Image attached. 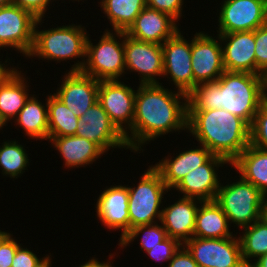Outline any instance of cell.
Segmentation results:
<instances>
[{"label":"cell","instance_id":"obj_1","mask_svg":"<svg viewBox=\"0 0 267 267\" xmlns=\"http://www.w3.org/2000/svg\"><path fill=\"white\" fill-rule=\"evenodd\" d=\"M138 87L131 133L124 135L128 149L143 152L141 146L156 137L187 130L188 106L185 93L172 92L161 83L139 84Z\"/></svg>","mask_w":267,"mask_h":267},{"label":"cell","instance_id":"obj_2","mask_svg":"<svg viewBox=\"0 0 267 267\" xmlns=\"http://www.w3.org/2000/svg\"><path fill=\"white\" fill-rule=\"evenodd\" d=\"M267 99V78L225 71L217 81L197 84L187 95L188 110L225 109L251 126Z\"/></svg>","mask_w":267,"mask_h":267},{"label":"cell","instance_id":"obj_3","mask_svg":"<svg viewBox=\"0 0 267 267\" xmlns=\"http://www.w3.org/2000/svg\"><path fill=\"white\" fill-rule=\"evenodd\" d=\"M187 131L230 164L249 146L250 126L225 109L188 110Z\"/></svg>","mask_w":267,"mask_h":267},{"label":"cell","instance_id":"obj_4","mask_svg":"<svg viewBox=\"0 0 267 267\" xmlns=\"http://www.w3.org/2000/svg\"><path fill=\"white\" fill-rule=\"evenodd\" d=\"M42 19H37L34 26V44L29 58L38 57L45 60L60 62L71 58H83L72 65L70 72H81L86 58V42L88 34L82 25H63L61 27L42 29L37 28ZM85 29V30H84Z\"/></svg>","mask_w":267,"mask_h":267},{"label":"cell","instance_id":"obj_5","mask_svg":"<svg viewBox=\"0 0 267 267\" xmlns=\"http://www.w3.org/2000/svg\"><path fill=\"white\" fill-rule=\"evenodd\" d=\"M125 70L124 32L111 33L106 29L96 45L87 38L83 74L99 81L120 80Z\"/></svg>","mask_w":267,"mask_h":267},{"label":"cell","instance_id":"obj_6","mask_svg":"<svg viewBox=\"0 0 267 267\" xmlns=\"http://www.w3.org/2000/svg\"><path fill=\"white\" fill-rule=\"evenodd\" d=\"M265 195L253 184L241 177L237 182L219 186L215 201L229 220L239 229L252 225L261 219Z\"/></svg>","mask_w":267,"mask_h":267},{"label":"cell","instance_id":"obj_7","mask_svg":"<svg viewBox=\"0 0 267 267\" xmlns=\"http://www.w3.org/2000/svg\"><path fill=\"white\" fill-rule=\"evenodd\" d=\"M149 167L137 187H128L130 229L161 221L162 210H159V207L165 192L170 189L165 185L161 174L153 166Z\"/></svg>","mask_w":267,"mask_h":267},{"label":"cell","instance_id":"obj_8","mask_svg":"<svg viewBox=\"0 0 267 267\" xmlns=\"http://www.w3.org/2000/svg\"><path fill=\"white\" fill-rule=\"evenodd\" d=\"M183 245L199 267H247L242 259L238 237H192Z\"/></svg>","mask_w":267,"mask_h":267},{"label":"cell","instance_id":"obj_9","mask_svg":"<svg viewBox=\"0 0 267 267\" xmlns=\"http://www.w3.org/2000/svg\"><path fill=\"white\" fill-rule=\"evenodd\" d=\"M163 78H171L175 88L188 95L194 89L192 40L186 41L179 30L162 44ZM170 76V77H169Z\"/></svg>","mask_w":267,"mask_h":267},{"label":"cell","instance_id":"obj_10","mask_svg":"<svg viewBox=\"0 0 267 267\" xmlns=\"http://www.w3.org/2000/svg\"><path fill=\"white\" fill-rule=\"evenodd\" d=\"M37 18L14 4L0 7V48H15L28 56L34 44Z\"/></svg>","mask_w":267,"mask_h":267},{"label":"cell","instance_id":"obj_11","mask_svg":"<svg viewBox=\"0 0 267 267\" xmlns=\"http://www.w3.org/2000/svg\"><path fill=\"white\" fill-rule=\"evenodd\" d=\"M219 10V34L255 31L267 23V0H224Z\"/></svg>","mask_w":267,"mask_h":267},{"label":"cell","instance_id":"obj_12","mask_svg":"<svg viewBox=\"0 0 267 267\" xmlns=\"http://www.w3.org/2000/svg\"><path fill=\"white\" fill-rule=\"evenodd\" d=\"M135 94L136 90L121 80L99 81L98 101L111 121L124 134H129V129L132 127L135 114Z\"/></svg>","mask_w":267,"mask_h":267},{"label":"cell","instance_id":"obj_13","mask_svg":"<svg viewBox=\"0 0 267 267\" xmlns=\"http://www.w3.org/2000/svg\"><path fill=\"white\" fill-rule=\"evenodd\" d=\"M75 135L94 142L105 153L110 148L128 149L124 133L111 121L99 101L79 118Z\"/></svg>","mask_w":267,"mask_h":267},{"label":"cell","instance_id":"obj_14","mask_svg":"<svg viewBox=\"0 0 267 267\" xmlns=\"http://www.w3.org/2000/svg\"><path fill=\"white\" fill-rule=\"evenodd\" d=\"M124 50L126 71L138 72L140 84H159L156 78L163 75L162 45L134 39L124 32Z\"/></svg>","mask_w":267,"mask_h":267},{"label":"cell","instance_id":"obj_15","mask_svg":"<svg viewBox=\"0 0 267 267\" xmlns=\"http://www.w3.org/2000/svg\"><path fill=\"white\" fill-rule=\"evenodd\" d=\"M207 33H195L192 39V71L194 88L197 84L217 81L225 72L222 43Z\"/></svg>","mask_w":267,"mask_h":267},{"label":"cell","instance_id":"obj_16","mask_svg":"<svg viewBox=\"0 0 267 267\" xmlns=\"http://www.w3.org/2000/svg\"><path fill=\"white\" fill-rule=\"evenodd\" d=\"M227 163L230 165L225 158L213 155L206 163L187 173L173 189L181 192L182 197L194 198L202 202L214 201L220 186L216 170Z\"/></svg>","mask_w":267,"mask_h":267},{"label":"cell","instance_id":"obj_17","mask_svg":"<svg viewBox=\"0 0 267 267\" xmlns=\"http://www.w3.org/2000/svg\"><path fill=\"white\" fill-rule=\"evenodd\" d=\"M54 95L78 118L98 101L99 80L82 72H70L63 77Z\"/></svg>","mask_w":267,"mask_h":267},{"label":"cell","instance_id":"obj_18","mask_svg":"<svg viewBox=\"0 0 267 267\" xmlns=\"http://www.w3.org/2000/svg\"><path fill=\"white\" fill-rule=\"evenodd\" d=\"M219 35L225 71L256 74L255 31Z\"/></svg>","mask_w":267,"mask_h":267},{"label":"cell","instance_id":"obj_19","mask_svg":"<svg viewBox=\"0 0 267 267\" xmlns=\"http://www.w3.org/2000/svg\"><path fill=\"white\" fill-rule=\"evenodd\" d=\"M97 199V217L109 230H122L120 239L123 238L130 230L128 186H110Z\"/></svg>","mask_w":267,"mask_h":267},{"label":"cell","instance_id":"obj_20","mask_svg":"<svg viewBox=\"0 0 267 267\" xmlns=\"http://www.w3.org/2000/svg\"><path fill=\"white\" fill-rule=\"evenodd\" d=\"M176 22L170 15L146 6L125 33L140 41L162 45L180 30Z\"/></svg>","mask_w":267,"mask_h":267},{"label":"cell","instance_id":"obj_21","mask_svg":"<svg viewBox=\"0 0 267 267\" xmlns=\"http://www.w3.org/2000/svg\"><path fill=\"white\" fill-rule=\"evenodd\" d=\"M201 202L194 198L182 197L174 204L162 208L160 223L168 237L177 239L182 245L193 237L198 203Z\"/></svg>","mask_w":267,"mask_h":267},{"label":"cell","instance_id":"obj_22","mask_svg":"<svg viewBox=\"0 0 267 267\" xmlns=\"http://www.w3.org/2000/svg\"><path fill=\"white\" fill-rule=\"evenodd\" d=\"M201 146L200 148L181 151L175 157L168 156L160 160L159 163H155L153 167L161 174L165 185L170 190L173 189L187 173L203 165L213 156L204 145Z\"/></svg>","mask_w":267,"mask_h":267},{"label":"cell","instance_id":"obj_23","mask_svg":"<svg viewBox=\"0 0 267 267\" xmlns=\"http://www.w3.org/2000/svg\"><path fill=\"white\" fill-rule=\"evenodd\" d=\"M49 141L60 152L67 168L85 167L105 153L94 142L76 135L51 137Z\"/></svg>","mask_w":267,"mask_h":267},{"label":"cell","instance_id":"obj_24","mask_svg":"<svg viewBox=\"0 0 267 267\" xmlns=\"http://www.w3.org/2000/svg\"><path fill=\"white\" fill-rule=\"evenodd\" d=\"M198 207L193 237L230 238L228 217L216 201H203Z\"/></svg>","mask_w":267,"mask_h":267},{"label":"cell","instance_id":"obj_25","mask_svg":"<svg viewBox=\"0 0 267 267\" xmlns=\"http://www.w3.org/2000/svg\"><path fill=\"white\" fill-rule=\"evenodd\" d=\"M230 165L238 170L239 177L267 196V150L249 144Z\"/></svg>","mask_w":267,"mask_h":267},{"label":"cell","instance_id":"obj_26","mask_svg":"<svg viewBox=\"0 0 267 267\" xmlns=\"http://www.w3.org/2000/svg\"><path fill=\"white\" fill-rule=\"evenodd\" d=\"M23 75L16 69L0 83V115L6 122L17 117L30 97L28 81Z\"/></svg>","mask_w":267,"mask_h":267},{"label":"cell","instance_id":"obj_27","mask_svg":"<svg viewBox=\"0 0 267 267\" xmlns=\"http://www.w3.org/2000/svg\"><path fill=\"white\" fill-rule=\"evenodd\" d=\"M32 96V97H31ZM42 105L34 95H30L24 107L15 118L25 134L36 140H48V106Z\"/></svg>","mask_w":267,"mask_h":267},{"label":"cell","instance_id":"obj_28","mask_svg":"<svg viewBox=\"0 0 267 267\" xmlns=\"http://www.w3.org/2000/svg\"><path fill=\"white\" fill-rule=\"evenodd\" d=\"M100 7L115 32H126L146 7V0H101Z\"/></svg>","mask_w":267,"mask_h":267},{"label":"cell","instance_id":"obj_29","mask_svg":"<svg viewBox=\"0 0 267 267\" xmlns=\"http://www.w3.org/2000/svg\"><path fill=\"white\" fill-rule=\"evenodd\" d=\"M48 140L76 134L79 118L54 94L47 96Z\"/></svg>","mask_w":267,"mask_h":267},{"label":"cell","instance_id":"obj_30","mask_svg":"<svg viewBox=\"0 0 267 267\" xmlns=\"http://www.w3.org/2000/svg\"><path fill=\"white\" fill-rule=\"evenodd\" d=\"M244 229L239 241L243 262L248 267L254 258H259L267 253V224L259 219ZM250 260V261H249Z\"/></svg>","mask_w":267,"mask_h":267},{"label":"cell","instance_id":"obj_31","mask_svg":"<svg viewBox=\"0 0 267 267\" xmlns=\"http://www.w3.org/2000/svg\"><path fill=\"white\" fill-rule=\"evenodd\" d=\"M8 141V142H7ZM4 141L0 146V166L3 175L10 178H17L29 166L27 151L18 141Z\"/></svg>","mask_w":267,"mask_h":267},{"label":"cell","instance_id":"obj_32","mask_svg":"<svg viewBox=\"0 0 267 267\" xmlns=\"http://www.w3.org/2000/svg\"><path fill=\"white\" fill-rule=\"evenodd\" d=\"M140 234L143 235L140 241V248L145 252L157 246V244L168 237L166 230L157 222L150 225H139L130 229L126 235L119 240L118 245H120L121 248L126 247L129 243L134 241V239H137Z\"/></svg>","mask_w":267,"mask_h":267},{"label":"cell","instance_id":"obj_33","mask_svg":"<svg viewBox=\"0 0 267 267\" xmlns=\"http://www.w3.org/2000/svg\"><path fill=\"white\" fill-rule=\"evenodd\" d=\"M250 144L267 150V99L259 107L250 126Z\"/></svg>","mask_w":267,"mask_h":267},{"label":"cell","instance_id":"obj_34","mask_svg":"<svg viewBox=\"0 0 267 267\" xmlns=\"http://www.w3.org/2000/svg\"><path fill=\"white\" fill-rule=\"evenodd\" d=\"M256 74L267 76V23L255 30Z\"/></svg>","mask_w":267,"mask_h":267},{"label":"cell","instance_id":"obj_35","mask_svg":"<svg viewBox=\"0 0 267 267\" xmlns=\"http://www.w3.org/2000/svg\"><path fill=\"white\" fill-rule=\"evenodd\" d=\"M181 246L182 244L177 239L167 237L164 241L160 242L146 253L151 259H155L158 262H169Z\"/></svg>","mask_w":267,"mask_h":267},{"label":"cell","instance_id":"obj_36","mask_svg":"<svg viewBox=\"0 0 267 267\" xmlns=\"http://www.w3.org/2000/svg\"><path fill=\"white\" fill-rule=\"evenodd\" d=\"M49 260V255L39 259L31 250L20 245L14 255L11 267H43Z\"/></svg>","mask_w":267,"mask_h":267},{"label":"cell","instance_id":"obj_37","mask_svg":"<svg viewBox=\"0 0 267 267\" xmlns=\"http://www.w3.org/2000/svg\"><path fill=\"white\" fill-rule=\"evenodd\" d=\"M183 1L184 0H146V6L166 13L178 22V19L182 16Z\"/></svg>","mask_w":267,"mask_h":267},{"label":"cell","instance_id":"obj_38","mask_svg":"<svg viewBox=\"0 0 267 267\" xmlns=\"http://www.w3.org/2000/svg\"><path fill=\"white\" fill-rule=\"evenodd\" d=\"M21 244L15 241V238L9 234L0 244V267H11L12 260Z\"/></svg>","mask_w":267,"mask_h":267},{"label":"cell","instance_id":"obj_39","mask_svg":"<svg viewBox=\"0 0 267 267\" xmlns=\"http://www.w3.org/2000/svg\"><path fill=\"white\" fill-rule=\"evenodd\" d=\"M51 0H12V4L29 11L37 19L44 18ZM54 1V0H53Z\"/></svg>","mask_w":267,"mask_h":267},{"label":"cell","instance_id":"obj_40","mask_svg":"<svg viewBox=\"0 0 267 267\" xmlns=\"http://www.w3.org/2000/svg\"><path fill=\"white\" fill-rule=\"evenodd\" d=\"M168 267H199L192 255L182 245L169 261Z\"/></svg>","mask_w":267,"mask_h":267},{"label":"cell","instance_id":"obj_41","mask_svg":"<svg viewBox=\"0 0 267 267\" xmlns=\"http://www.w3.org/2000/svg\"><path fill=\"white\" fill-rule=\"evenodd\" d=\"M4 62L6 65L4 63L2 64V61H0V83H2L12 72H14L16 70L15 67L10 68L7 66V63H6L7 60Z\"/></svg>","mask_w":267,"mask_h":267},{"label":"cell","instance_id":"obj_42","mask_svg":"<svg viewBox=\"0 0 267 267\" xmlns=\"http://www.w3.org/2000/svg\"><path fill=\"white\" fill-rule=\"evenodd\" d=\"M79 267H112V265L109 261L108 262H99L94 257V258H91V260L89 259L86 263L79 265Z\"/></svg>","mask_w":267,"mask_h":267},{"label":"cell","instance_id":"obj_43","mask_svg":"<svg viewBox=\"0 0 267 267\" xmlns=\"http://www.w3.org/2000/svg\"><path fill=\"white\" fill-rule=\"evenodd\" d=\"M248 267H267V253L255 259Z\"/></svg>","mask_w":267,"mask_h":267},{"label":"cell","instance_id":"obj_44","mask_svg":"<svg viewBox=\"0 0 267 267\" xmlns=\"http://www.w3.org/2000/svg\"><path fill=\"white\" fill-rule=\"evenodd\" d=\"M261 220L267 224V196H265L261 209Z\"/></svg>","mask_w":267,"mask_h":267},{"label":"cell","instance_id":"obj_45","mask_svg":"<svg viewBox=\"0 0 267 267\" xmlns=\"http://www.w3.org/2000/svg\"><path fill=\"white\" fill-rule=\"evenodd\" d=\"M9 234L10 233H7V232H4V231L0 230V244Z\"/></svg>","mask_w":267,"mask_h":267},{"label":"cell","instance_id":"obj_46","mask_svg":"<svg viewBox=\"0 0 267 267\" xmlns=\"http://www.w3.org/2000/svg\"><path fill=\"white\" fill-rule=\"evenodd\" d=\"M12 4V0H0V7Z\"/></svg>","mask_w":267,"mask_h":267},{"label":"cell","instance_id":"obj_47","mask_svg":"<svg viewBox=\"0 0 267 267\" xmlns=\"http://www.w3.org/2000/svg\"><path fill=\"white\" fill-rule=\"evenodd\" d=\"M7 122L2 118V116L0 115V129L3 128V126H6Z\"/></svg>","mask_w":267,"mask_h":267},{"label":"cell","instance_id":"obj_48","mask_svg":"<svg viewBox=\"0 0 267 267\" xmlns=\"http://www.w3.org/2000/svg\"><path fill=\"white\" fill-rule=\"evenodd\" d=\"M52 263H51V259L43 266V267H51L52 265H51Z\"/></svg>","mask_w":267,"mask_h":267}]
</instances>
